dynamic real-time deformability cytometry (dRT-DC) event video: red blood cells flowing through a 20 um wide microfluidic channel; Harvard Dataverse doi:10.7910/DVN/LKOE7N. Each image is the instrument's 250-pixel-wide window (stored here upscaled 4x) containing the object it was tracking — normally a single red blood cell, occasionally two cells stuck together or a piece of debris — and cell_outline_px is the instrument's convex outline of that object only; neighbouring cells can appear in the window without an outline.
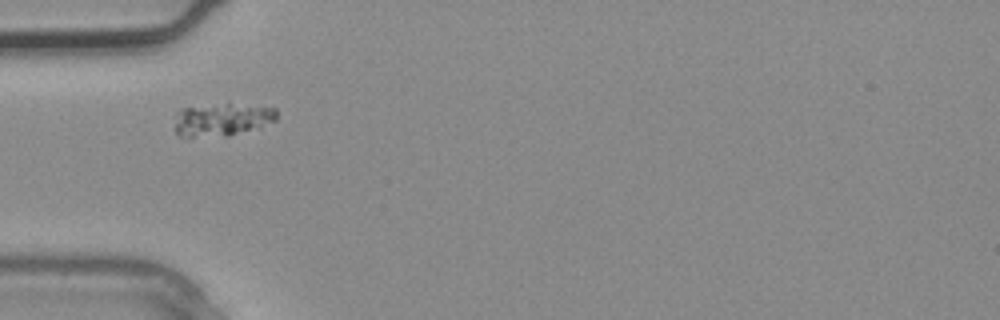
{"species": "common noctule bat (a hibernating species)", "species_latin": "Nyctalus noctula", "temperature_condition": "warm", "stored_images_in_passage": 1, "camera_frame_rate_fps": 3000, "um_per_image_px": 0.085, "animal": {"sex": "male", "body_mass_g": 20.4}, "frame": {"image": 1, "passage_image": 1, "time_ms": 0.0, "image_size_px": [1000, 320], "cell_outline_px": [[276, 120], [260, 128], [228, 136], [180, 136], [176, 132], [176, 112], [180, 108], [228, 100], [276, 108]], "centroid_in_image_um": [18.92, 10.09], "position_along_channel_um": 66.1, "area_um2": 20.58}}